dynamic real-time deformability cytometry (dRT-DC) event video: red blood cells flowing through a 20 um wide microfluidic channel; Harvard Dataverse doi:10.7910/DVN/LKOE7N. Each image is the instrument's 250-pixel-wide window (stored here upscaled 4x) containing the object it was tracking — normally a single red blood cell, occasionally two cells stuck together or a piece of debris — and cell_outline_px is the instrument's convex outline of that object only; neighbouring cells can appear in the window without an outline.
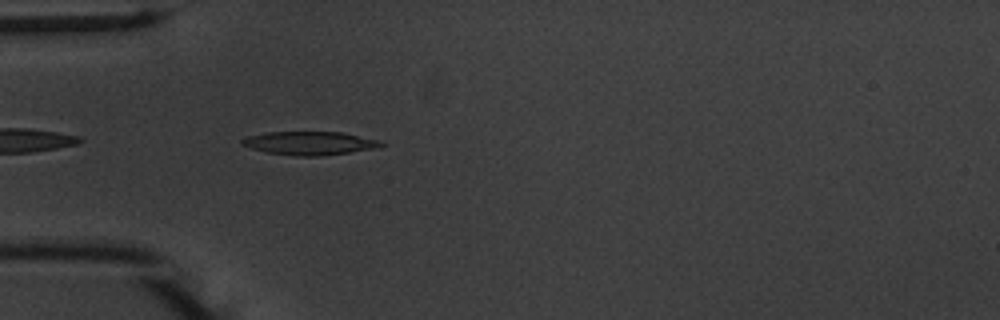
{"species": "common noctule bat (a hibernating species)", "species_latin": "Nyctalus noctula", "temperature_condition": "warm", "stored_images_in_passage": 6, "camera_frame_rate_fps": 3000, "um_per_image_px": 0.085, "animal": {"sex": "male", "body_mass_g": 20.1, "forearm_length_mm": 53.5}, "frame": {"image": 1, "passage_image": 3, "time_ms": 0.667, "image_size_px": [1000, 320], "cell_outline_px": [[388, 144], [376, 148], [320, 156], [296, 156], [264, 152], [240, 144], [240, 140], [248, 136], [264, 132], [340, 132], [376, 140]], "centroid_in_image_um": [26.26, 12.17], "position_along_channel_um": 58.7, "area_um2": 18.84}}